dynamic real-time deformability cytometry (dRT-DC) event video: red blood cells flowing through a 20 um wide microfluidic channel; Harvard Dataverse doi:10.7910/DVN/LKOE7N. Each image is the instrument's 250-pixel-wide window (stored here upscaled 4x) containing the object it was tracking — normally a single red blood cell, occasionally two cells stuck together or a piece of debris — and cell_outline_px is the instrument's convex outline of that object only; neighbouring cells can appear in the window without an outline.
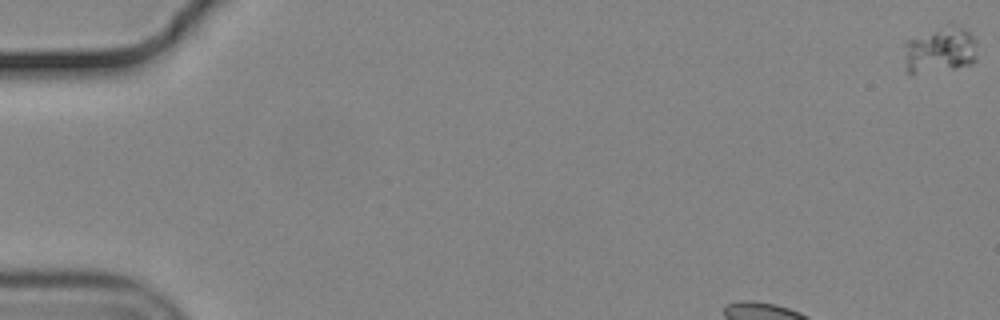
{"species": "common noctule bat (a hibernating species)", "species_latin": "Nyctalus noctula", "temperature_condition": "cold", "stored_images_in_passage": 41, "camera_frame_rate_fps": 3000, "um_per_image_px": 0.085, "animal": {"sex": "male", "body_mass_g": 19.2, "forearm_length_mm": 51.8}, "frame": {"image": 1, "passage_image": 1, "time_ms": 0.0, "image_size_px": [1000, 320], "cell_outline_px": [[976, 60], [972, 64], [956, 68], [912, 76], [904, 68], [904, 40], [956, 24], [964, 28], [976, 40]], "centroid_in_image_um": [79.86, 4.32], "position_along_channel_um": 5.1, "area_um2": 20.0}}
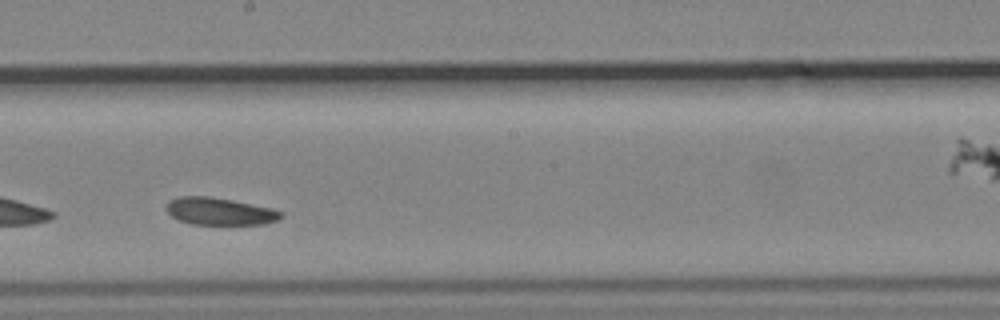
{"frame": {"image": 2, "passage_image": 29, "time_ms": 9.333, "image_size_px": [1000, 320], "cell_outline_px": [[284, 216], [276, 220], [264, 224], [192, 224], [180, 220], [172, 216], [164, 208], [168, 200], [180, 196], [208, 196], [232, 200], [272, 208], [284, 212]], "centroid_in_image_um": [18.66, 17.95], "position_along_channel_um": 229.5, "area_um2": 18.26}}
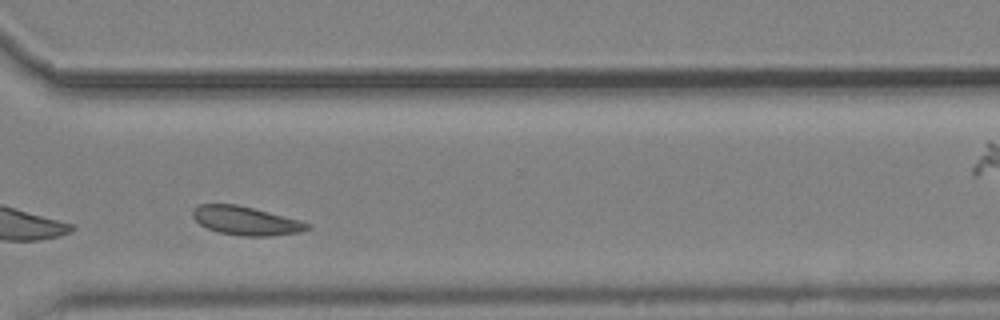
{"frame": {"image": 3, "passage_image": 39, "time_ms": 12.667, "image_size_px": [1000, 320], "cell_outline_px": [[312, 228], [300, 232], [268, 236], [240, 236], [220, 232], [208, 228], [200, 224], [192, 216], [192, 208], [200, 204], [236, 204], [300, 220], [312, 224]], "centroid_in_image_um": [20.91, 18.76], "position_along_channel_um": 349.7, "area_um2": 19.07}, "authors_computed_cell_mechanics": {"area_um2": 19.1318, "velocity_mm_per_s": 3.6169, "shape_relaxation_time_tau1_ms": 3.244, "shape_relaxation_time_tau2_ms": 5.7936, "deformation_change_tau1": 0.0529, "deformation_change_tau2": 0.1053}}